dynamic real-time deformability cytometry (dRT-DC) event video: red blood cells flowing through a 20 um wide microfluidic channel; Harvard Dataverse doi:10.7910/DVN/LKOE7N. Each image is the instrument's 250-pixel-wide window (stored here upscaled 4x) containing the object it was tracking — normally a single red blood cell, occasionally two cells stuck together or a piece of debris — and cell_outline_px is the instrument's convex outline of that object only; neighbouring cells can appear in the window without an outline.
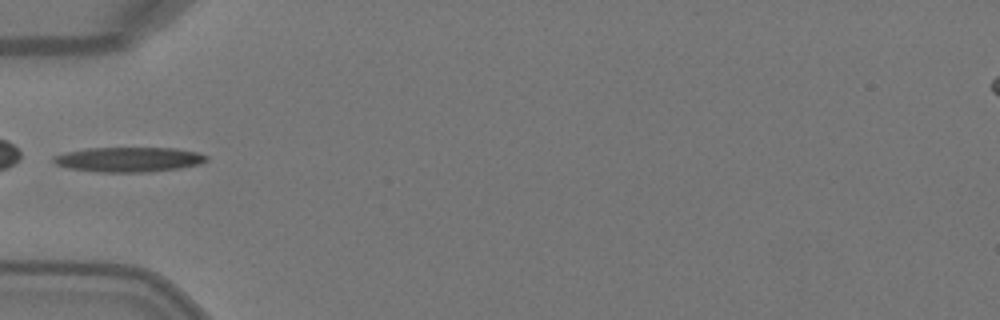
{"species": "Egyptian fruit bat (a non-hibernating species)", "species_latin": "Rousettus aegyptiacus", "temperature_condition": "warm", "stored_images_in_passage": 6, "camera_frame_rate_fps": 3000, "um_per_image_px": 0.085, "animal": {"sex": "female"}, "frame": {"image": 1, "passage_image": 5, "time_ms": 1.333, "image_size_px": [1000, 320], "cell_outline_px": [[208, 160], [200, 164], [180, 168], [148, 172], [100, 172], [68, 168], [56, 164], [52, 160], [52, 156], [68, 152], [88, 148], [176, 148], [196, 152], [208, 156]], "centroid_in_image_um": [10.96, 13.56], "position_along_channel_um": 74.0, "area_um2": 22.08}}
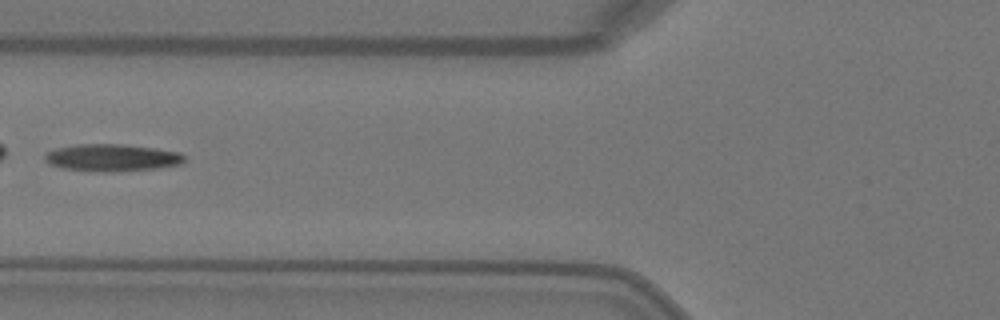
{"frame": {"image": 2, "passage_image": 6, "time_ms": 1.667, "image_size_px": [1000, 320], "cell_outline_px": [[184, 164], [160, 168], [108, 172], [104, 172], [64, 168], [48, 164], [44, 160], [44, 156], [48, 152], [56, 148], [76, 144], [120, 144], [156, 148], [180, 152], [184, 156]], "centroid_in_image_um": [9.54, 13.4], "position_along_channel_um": 116.3, "area_um2": 22.2}}